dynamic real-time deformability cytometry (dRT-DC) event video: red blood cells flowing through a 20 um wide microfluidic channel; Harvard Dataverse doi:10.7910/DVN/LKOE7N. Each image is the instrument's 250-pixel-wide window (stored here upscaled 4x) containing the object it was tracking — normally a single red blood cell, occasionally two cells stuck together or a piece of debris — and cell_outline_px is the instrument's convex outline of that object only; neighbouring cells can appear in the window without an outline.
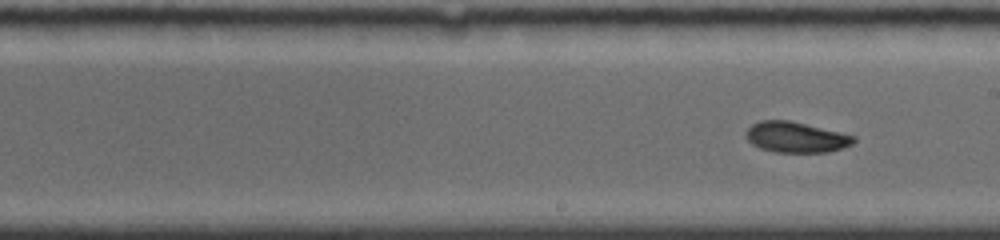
{"species": "common noctule bat (a hibernating species)", "species_latin": "Nyctalus noctula", "temperature_condition": "room temperature", "stored_images_in_passage": 8, "segment_of_instrument_passage": [2, 2], "camera_frame_rate_fps": 4000, "um_per_image_px": 0.085, "animal": {"sex": "female", "body_mass_g": 19.0, "forearm_length_mm": 56.7}, "frame": {"image": 1, "passage_image": 8, "time_ms": 5.75, "image_size_px": [1000, 240], "cell_outline_px": [[856, 140], [852, 144], [844, 148], [828, 152], [776, 152], [760, 148], [752, 144], [748, 140], [744, 132], [752, 124], [760, 120], [788, 120], [840, 132], [856, 136]], "centroid_in_image_um": [67.65, 11.66], "position_along_channel_um": 221.3, "area_um2": 19.25}}